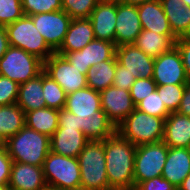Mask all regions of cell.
Instances as JSON below:
<instances>
[{
	"instance_id": "obj_1",
	"label": "cell",
	"mask_w": 190,
	"mask_h": 190,
	"mask_svg": "<svg viewBox=\"0 0 190 190\" xmlns=\"http://www.w3.org/2000/svg\"><path fill=\"white\" fill-rule=\"evenodd\" d=\"M64 109L76 115L77 127L89 140L103 141L116 132L101 109L100 92L88 86L66 96Z\"/></svg>"
},
{
	"instance_id": "obj_2",
	"label": "cell",
	"mask_w": 190,
	"mask_h": 190,
	"mask_svg": "<svg viewBox=\"0 0 190 190\" xmlns=\"http://www.w3.org/2000/svg\"><path fill=\"white\" fill-rule=\"evenodd\" d=\"M136 147L117 131L104 140L106 171L110 190H134Z\"/></svg>"
},
{
	"instance_id": "obj_3",
	"label": "cell",
	"mask_w": 190,
	"mask_h": 190,
	"mask_svg": "<svg viewBox=\"0 0 190 190\" xmlns=\"http://www.w3.org/2000/svg\"><path fill=\"white\" fill-rule=\"evenodd\" d=\"M4 147L13 161L35 166H43L51 151L50 137L26 126L8 138Z\"/></svg>"
},
{
	"instance_id": "obj_4",
	"label": "cell",
	"mask_w": 190,
	"mask_h": 190,
	"mask_svg": "<svg viewBox=\"0 0 190 190\" xmlns=\"http://www.w3.org/2000/svg\"><path fill=\"white\" fill-rule=\"evenodd\" d=\"M81 190H110L106 171L104 140H90L78 154Z\"/></svg>"
},
{
	"instance_id": "obj_5",
	"label": "cell",
	"mask_w": 190,
	"mask_h": 190,
	"mask_svg": "<svg viewBox=\"0 0 190 190\" xmlns=\"http://www.w3.org/2000/svg\"><path fill=\"white\" fill-rule=\"evenodd\" d=\"M165 119L148 115L135 108L116 127V131L135 146L158 143L163 140Z\"/></svg>"
},
{
	"instance_id": "obj_6",
	"label": "cell",
	"mask_w": 190,
	"mask_h": 190,
	"mask_svg": "<svg viewBox=\"0 0 190 190\" xmlns=\"http://www.w3.org/2000/svg\"><path fill=\"white\" fill-rule=\"evenodd\" d=\"M42 167L48 189H80L81 176L77 158L63 156L50 151Z\"/></svg>"
},
{
	"instance_id": "obj_7",
	"label": "cell",
	"mask_w": 190,
	"mask_h": 190,
	"mask_svg": "<svg viewBox=\"0 0 190 190\" xmlns=\"http://www.w3.org/2000/svg\"><path fill=\"white\" fill-rule=\"evenodd\" d=\"M5 29L10 46L23 49L43 62L54 53L28 15H23L14 23L6 25Z\"/></svg>"
},
{
	"instance_id": "obj_8",
	"label": "cell",
	"mask_w": 190,
	"mask_h": 190,
	"mask_svg": "<svg viewBox=\"0 0 190 190\" xmlns=\"http://www.w3.org/2000/svg\"><path fill=\"white\" fill-rule=\"evenodd\" d=\"M44 71V62L23 49L9 46L0 59V75L18 84L36 78Z\"/></svg>"
},
{
	"instance_id": "obj_9",
	"label": "cell",
	"mask_w": 190,
	"mask_h": 190,
	"mask_svg": "<svg viewBox=\"0 0 190 190\" xmlns=\"http://www.w3.org/2000/svg\"><path fill=\"white\" fill-rule=\"evenodd\" d=\"M169 146L163 141L142 144L136 147L134 160L135 186L152 178L161 176Z\"/></svg>"
},
{
	"instance_id": "obj_10",
	"label": "cell",
	"mask_w": 190,
	"mask_h": 190,
	"mask_svg": "<svg viewBox=\"0 0 190 190\" xmlns=\"http://www.w3.org/2000/svg\"><path fill=\"white\" fill-rule=\"evenodd\" d=\"M44 72L63 88L66 95L87 87L86 75L57 53L44 62Z\"/></svg>"
},
{
	"instance_id": "obj_11",
	"label": "cell",
	"mask_w": 190,
	"mask_h": 190,
	"mask_svg": "<svg viewBox=\"0 0 190 190\" xmlns=\"http://www.w3.org/2000/svg\"><path fill=\"white\" fill-rule=\"evenodd\" d=\"M30 17L48 47L56 53L65 39L72 18L64 10L38 13Z\"/></svg>"
},
{
	"instance_id": "obj_12",
	"label": "cell",
	"mask_w": 190,
	"mask_h": 190,
	"mask_svg": "<svg viewBox=\"0 0 190 190\" xmlns=\"http://www.w3.org/2000/svg\"><path fill=\"white\" fill-rule=\"evenodd\" d=\"M153 80L157 85H186L188 79L176 46L154 58Z\"/></svg>"
},
{
	"instance_id": "obj_13",
	"label": "cell",
	"mask_w": 190,
	"mask_h": 190,
	"mask_svg": "<svg viewBox=\"0 0 190 190\" xmlns=\"http://www.w3.org/2000/svg\"><path fill=\"white\" fill-rule=\"evenodd\" d=\"M57 54L64 56L72 66L86 75L89 67L112 59L116 55V45L113 42L94 39L79 51Z\"/></svg>"
},
{
	"instance_id": "obj_14",
	"label": "cell",
	"mask_w": 190,
	"mask_h": 190,
	"mask_svg": "<svg viewBox=\"0 0 190 190\" xmlns=\"http://www.w3.org/2000/svg\"><path fill=\"white\" fill-rule=\"evenodd\" d=\"M101 109L108 119L117 127L135 109L130 91L109 86L100 92Z\"/></svg>"
},
{
	"instance_id": "obj_15",
	"label": "cell",
	"mask_w": 190,
	"mask_h": 190,
	"mask_svg": "<svg viewBox=\"0 0 190 190\" xmlns=\"http://www.w3.org/2000/svg\"><path fill=\"white\" fill-rule=\"evenodd\" d=\"M117 62L127 68L135 79L153 77L154 58L146 55L134 44H124L116 47Z\"/></svg>"
},
{
	"instance_id": "obj_16",
	"label": "cell",
	"mask_w": 190,
	"mask_h": 190,
	"mask_svg": "<svg viewBox=\"0 0 190 190\" xmlns=\"http://www.w3.org/2000/svg\"><path fill=\"white\" fill-rule=\"evenodd\" d=\"M142 26L136 6L117 2L115 45L133 44L141 33Z\"/></svg>"
},
{
	"instance_id": "obj_17",
	"label": "cell",
	"mask_w": 190,
	"mask_h": 190,
	"mask_svg": "<svg viewBox=\"0 0 190 190\" xmlns=\"http://www.w3.org/2000/svg\"><path fill=\"white\" fill-rule=\"evenodd\" d=\"M116 14L117 2L105 0L98 2L89 17L95 39L114 43Z\"/></svg>"
},
{
	"instance_id": "obj_18",
	"label": "cell",
	"mask_w": 190,
	"mask_h": 190,
	"mask_svg": "<svg viewBox=\"0 0 190 190\" xmlns=\"http://www.w3.org/2000/svg\"><path fill=\"white\" fill-rule=\"evenodd\" d=\"M89 141L78 128L58 126L50 137V147L56 154L77 158Z\"/></svg>"
},
{
	"instance_id": "obj_19",
	"label": "cell",
	"mask_w": 190,
	"mask_h": 190,
	"mask_svg": "<svg viewBox=\"0 0 190 190\" xmlns=\"http://www.w3.org/2000/svg\"><path fill=\"white\" fill-rule=\"evenodd\" d=\"M9 188L14 190H47L43 167L13 161Z\"/></svg>"
},
{
	"instance_id": "obj_20",
	"label": "cell",
	"mask_w": 190,
	"mask_h": 190,
	"mask_svg": "<svg viewBox=\"0 0 190 190\" xmlns=\"http://www.w3.org/2000/svg\"><path fill=\"white\" fill-rule=\"evenodd\" d=\"M189 173L190 148L169 147L161 176L178 188Z\"/></svg>"
},
{
	"instance_id": "obj_21",
	"label": "cell",
	"mask_w": 190,
	"mask_h": 190,
	"mask_svg": "<svg viewBox=\"0 0 190 190\" xmlns=\"http://www.w3.org/2000/svg\"><path fill=\"white\" fill-rule=\"evenodd\" d=\"M162 141L172 148H190V117L178 112L170 113L164 122Z\"/></svg>"
},
{
	"instance_id": "obj_22",
	"label": "cell",
	"mask_w": 190,
	"mask_h": 190,
	"mask_svg": "<svg viewBox=\"0 0 190 190\" xmlns=\"http://www.w3.org/2000/svg\"><path fill=\"white\" fill-rule=\"evenodd\" d=\"M137 9L142 29L162 35H175L170 27L160 0L144 2Z\"/></svg>"
},
{
	"instance_id": "obj_23",
	"label": "cell",
	"mask_w": 190,
	"mask_h": 190,
	"mask_svg": "<svg viewBox=\"0 0 190 190\" xmlns=\"http://www.w3.org/2000/svg\"><path fill=\"white\" fill-rule=\"evenodd\" d=\"M95 39L89 18L72 19L65 39L56 53L79 51Z\"/></svg>"
},
{
	"instance_id": "obj_24",
	"label": "cell",
	"mask_w": 190,
	"mask_h": 190,
	"mask_svg": "<svg viewBox=\"0 0 190 190\" xmlns=\"http://www.w3.org/2000/svg\"><path fill=\"white\" fill-rule=\"evenodd\" d=\"M170 27L177 38L190 36V8L182 0H160Z\"/></svg>"
},
{
	"instance_id": "obj_25",
	"label": "cell",
	"mask_w": 190,
	"mask_h": 190,
	"mask_svg": "<svg viewBox=\"0 0 190 190\" xmlns=\"http://www.w3.org/2000/svg\"><path fill=\"white\" fill-rule=\"evenodd\" d=\"M178 38L175 35H162L153 31L142 29L133 43L146 55L156 58L162 53L171 50Z\"/></svg>"
},
{
	"instance_id": "obj_26",
	"label": "cell",
	"mask_w": 190,
	"mask_h": 190,
	"mask_svg": "<svg viewBox=\"0 0 190 190\" xmlns=\"http://www.w3.org/2000/svg\"><path fill=\"white\" fill-rule=\"evenodd\" d=\"M16 104L19 105L25 113L46 107L42 89V73L34 79L19 84Z\"/></svg>"
},
{
	"instance_id": "obj_27",
	"label": "cell",
	"mask_w": 190,
	"mask_h": 190,
	"mask_svg": "<svg viewBox=\"0 0 190 190\" xmlns=\"http://www.w3.org/2000/svg\"><path fill=\"white\" fill-rule=\"evenodd\" d=\"M59 110L43 107L25 113V126L51 137L58 128Z\"/></svg>"
},
{
	"instance_id": "obj_28",
	"label": "cell",
	"mask_w": 190,
	"mask_h": 190,
	"mask_svg": "<svg viewBox=\"0 0 190 190\" xmlns=\"http://www.w3.org/2000/svg\"><path fill=\"white\" fill-rule=\"evenodd\" d=\"M116 55L110 59L89 67L86 79L87 86L101 92L113 85L116 72Z\"/></svg>"
},
{
	"instance_id": "obj_29",
	"label": "cell",
	"mask_w": 190,
	"mask_h": 190,
	"mask_svg": "<svg viewBox=\"0 0 190 190\" xmlns=\"http://www.w3.org/2000/svg\"><path fill=\"white\" fill-rule=\"evenodd\" d=\"M25 126V112L17 104L0 106V135L6 141Z\"/></svg>"
},
{
	"instance_id": "obj_30",
	"label": "cell",
	"mask_w": 190,
	"mask_h": 190,
	"mask_svg": "<svg viewBox=\"0 0 190 190\" xmlns=\"http://www.w3.org/2000/svg\"><path fill=\"white\" fill-rule=\"evenodd\" d=\"M42 89L46 107L61 110L65 107L66 93L63 88L44 71L42 72Z\"/></svg>"
},
{
	"instance_id": "obj_31",
	"label": "cell",
	"mask_w": 190,
	"mask_h": 190,
	"mask_svg": "<svg viewBox=\"0 0 190 190\" xmlns=\"http://www.w3.org/2000/svg\"><path fill=\"white\" fill-rule=\"evenodd\" d=\"M185 87L186 85H157L156 90L161 95V99L170 113L177 112L179 109Z\"/></svg>"
},
{
	"instance_id": "obj_32",
	"label": "cell",
	"mask_w": 190,
	"mask_h": 190,
	"mask_svg": "<svg viewBox=\"0 0 190 190\" xmlns=\"http://www.w3.org/2000/svg\"><path fill=\"white\" fill-rule=\"evenodd\" d=\"M100 0H61L62 10L72 19L89 18Z\"/></svg>"
},
{
	"instance_id": "obj_33",
	"label": "cell",
	"mask_w": 190,
	"mask_h": 190,
	"mask_svg": "<svg viewBox=\"0 0 190 190\" xmlns=\"http://www.w3.org/2000/svg\"><path fill=\"white\" fill-rule=\"evenodd\" d=\"M135 108L142 112H145L148 115H153L161 118H166L170 114V112L166 109L161 99V95L158 94L157 90L140 101L135 106Z\"/></svg>"
},
{
	"instance_id": "obj_34",
	"label": "cell",
	"mask_w": 190,
	"mask_h": 190,
	"mask_svg": "<svg viewBox=\"0 0 190 190\" xmlns=\"http://www.w3.org/2000/svg\"><path fill=\"white\" fill-rule=\"evenodd\" d=\"M21 4L24 15L28 16L62 10L61 0H21Z\"/></svg>"
},
{
	"instance_id": "obj_35",
	"label": "cell",
	"mask_w": 190,
	"mask_h": 190,
	"mask_svg": "<svg viewBox=\"0 0 190 190\" xmlns=\"http://www.w3.org/2000/svg\"><path fill=\"white\" fill-rule=\"evenodd\" d=\"M23 15L21 0H0V26L14 23Z\"/></svg>"
},
{
	"instance_id": "obj_36",
	"label": "cell",
	"mask_w": 190,
	"mask_h": 190,
	"mask_svg": "<svg viewBox=\"0 0 190 190\" xmlns=\"http://www.w3.org/2000/svg\"><path fill=\"white\" fill-rule=\"evenodd\" d=\"M157 88V84L153 78L145 79L138 78L131 86L130 95L134 105L136 106L140 101H142L149 94L154 92Z\"/></svg>"
},
{
	"instance_id": "obj_37",
	"label": "cell",
	"mask_w": 190,
	"mask_h": 190,
	"mask_svg": "<svg viewBox=\"0 0 190 190\" xmlns=\"http://www.w3.org/2000/svg\"><path fill=\"white\" fill-rule=\"evenodd\" d=\"M19 84L0 75V106L16 104Z\"/></svg>"
},
{
	"instance_id": "obj_38",
	"label": "cell",
	"mask_w": 190,
	"mask_h": 190,
	"mask_svg": "<svg viewBox=\"0 0 190 190\" xmlns=\"http://www.w3.org/2000/svg\"><path fill=\"white\" fill-rule=\"evenodd\" d=\"M135 77L128 71L127 68L123 67L116 61V72L114 77L113 86L116 88L131 90L132 84L135 82Z\"/></svg>"
},
{
	"instance_id": "obj_39",
	"label": "cell",
	"mask_w": 190,
	"mask_h": 190,
	"mask_svg": "<svg viewBox=\"0 0 190 190\" xmlns=\"http://www.w3.org/2000/svg\"><path fill=\"white\" fill-rule=\"evenodd\" d=\"M134 190H177L173 184L162 176L138 183Z\"/></svg>"
},
{
	"instance_id": "obj_40",
	"label": "cell",
	"mask_w": 190,
	"mask_h": 190,
	"mask_svg": "<svg viewBox=\"0 0 190 190\" xmlns=\"http://www.w3.org/2000/svg\"><path fill=\"white\" fill-rule=\"evenodd\" d=\"M12 158L6 148L0 147V185H8L11 176Z\"/></svg>"
},
{
	"instance_id": "obj_41",
	"label": "cell",
	"mask_w": 190,
	"mask_h": 190,
	"mask_svg": "<svg viewBox=\"0 0 190 190\" xmlns=\"http://www.w3.org/2000/svg\"><path fill=\"white\" fill-rule=\"evenodd\" d=\"M175 46L181 54L185 73L188 81H190V36L178 38Z\"/></svg>"
},
{
	"instance_id": "obj_42",
	"label": "cell",
	"mask_w": 190,
	"mask_h": 190,
	"mask_svg": "<svg viewBox=\"0 0 190 190\" xmlns=\"http://www.w3.org/2000/svg\"><path fill=\"white\" fill-rule=\"evenodd\" d=\"M58 126H66L71 128H78L76 122V115L62 108L59 110Z\"/></svg>"
},
{
	"instance_id": "obj_43",
	"label": "cell",
	"mask_w": 190,
	"mask_h": 190,
	"mask_svg": "<svg viewBox=\"0 0 190 190\" xmlns=\"http://www.w3.org/2000/svg\"><path fill=\"white\" fill-rule=\"evenodd\" d=\"M177 112L190 117V81L186 84L185 91L181 99V104Z\"/></svg>"
},
{
	"instance_id": "obj_44",
	"label": "cell",
	"mask_w": 190,
	"mask_h": 190,
	"mask_svg": "<svg viewBox=\"0 0 190 190\" xmlns=\"http://www.w3.org/2000/svg\"><path fill=\"white\" fill-rule=\"evenodd\" d=\"M9 46L5 26H0V59L3 57Z\"/></svg>"
},
{
	"instance_id": "obj_45",
	"label": "cell",
	"mask_w": 190,
	"mask_h": 190,
	"mask_svg": "<svg viewBox=\"0 0 190 190\" xmlns=\"http://www.w3.org/2000/svg\"><path fill=\"white\" fill-rule=\"evenodd\" d=\"M147 1H152V0H120L119 2L138 7L139 5Z\"/></svg>"
},
{
	"instance_id": "obj_46",
	"label": "cell",
	"mask_w": 190,
	"mask_h": 190,
	"mask_svg": "<svg viewBox=\"0 0 190 190\" xmlns=\"http://www.w3.org/2000/svg\"><path fill=\"white\" fill-rule=\"evenodd\" d=\"M177 190H190V173L188 176L183 180V182L179 185Z\"/></svg>"
},
{
	"instance_id": "obj_47",
	"label": "cell",
	"mask_w": 190,
	"mask_h": 190,
	"mask_svg": "<svg viewBox=\"0 0 190 190\" xmlns=\"http://www.w3.org/2000/svg\"><path fill=\"white\" fill-rule=\"evenodd\" d=\"M0 190H10L9 185H0Z\"/></svg>"
},
{
	"instance_id": "obj_48",
	"label": "cell",
	"mask_w": 190,
	"mask_h": 190,
	"mask_svg": "<svg viewBox=\"0 0 190 190\" xmlns=\"http://www.w3.org/2000/svg\"><path fill=\"white\" fill-rule=\"evenodd\" d=\"M185 6L190 8V0H182Z\"/></svg>"
},
{
	"instance_id": "obj_49",
	"label": "cell",
	"mask_w": 190,
	"mask_h": 190,
	"mask_svg": "<svg viewBox=\"0 0 190 190\" xmlns=\"http://www.w3.org/2000/svg\"><path fill=\"white\" fill-rule=\"evenodd\" d=\"M5 144V140L0 135V147H3Z\"/></svg>"
},
{
	"instance_id": "obj_50",
	"label": "cell",
	"mask_w": 190,
	"mask_h": 190,
	"mask_svg": "<svg viewBox=\"0 0 190 190\" xmlns=\"http://www.w3.org/2000/svg\"><path fill=\"white\" fill-rule=\"evenodd\" d=\"M105 1H115V2H119L120 0H105Z\"/></svg>"
}]
</instances>
